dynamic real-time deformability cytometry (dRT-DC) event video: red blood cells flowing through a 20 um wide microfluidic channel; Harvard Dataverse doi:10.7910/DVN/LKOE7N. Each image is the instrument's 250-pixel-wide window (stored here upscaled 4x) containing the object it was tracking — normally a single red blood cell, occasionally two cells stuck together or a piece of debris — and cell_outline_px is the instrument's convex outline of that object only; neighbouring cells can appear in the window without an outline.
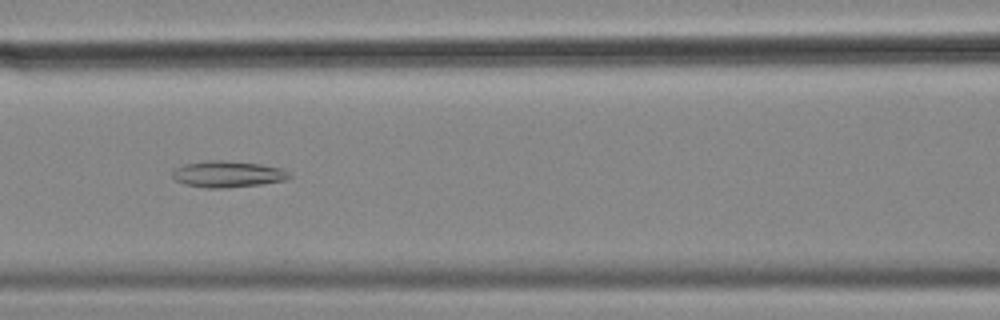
{"species": "common noctule bat (a hibernating species)", "species_latin": "Nyctalus noctula", "temperature_condition": "cold", "stored_images_in_passage": 39, "camera_frame_rate_fps": 3000, "um_per_image_px": 0.085, "animal": {"sex": "female", "body_mass_g": 18.4}, "frame": {"image": 1, "passage_image": 7, "time_ms": 2.0, "image_size_px": [1000, 320], "cell_outline_px": [[292, 176], [284, 180], [260, 184], [224, 188], [204, 188], [184, 184], [176, 180], [172, 176], [172, 172], [176, 168], [184, 164], [208, 160], [220, 160], [260, 164], [280, 168], [288, 172]], "centroid_in_image_um": [19.32, 14.8], "position_along_channel_um": 147.3, "area_um2": 17.8}}
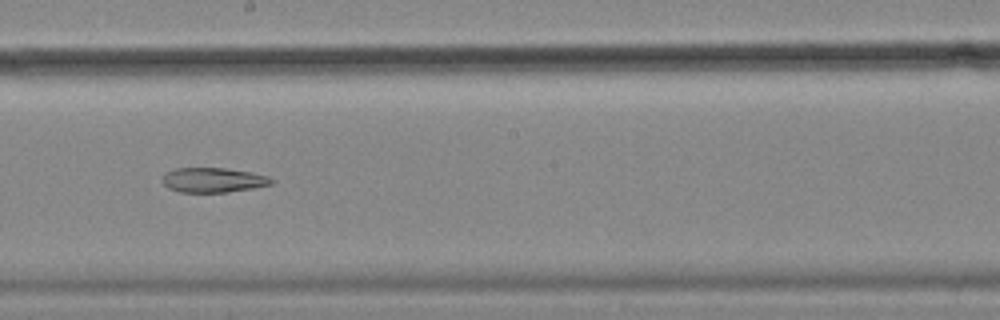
{"frame": {"image": 2, "passage_image": 14, "time_ms": 4.333, "image_size_px": [1000, 320], "cell_outline_px": [[276, 180], [272, 184], [252, 188], [228, 192], [180, 192], [168, 188], [160, 180], [164, 172], [176, 168], [224, 168], [252, 172], [268, 176]], "centroid_in_image_um": [18.1, 15.3], "position_along_channel_um": 230.1, "area_um2": 15.9}}
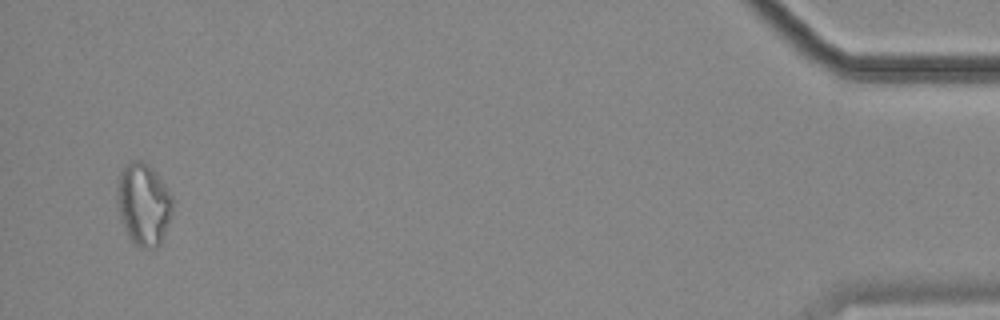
{"frame": {"image": 3, "passage_image": 37, "time_ms": 12.0, "image_size_px": [1000, 320], "cell_outline_px": [[172, 212], [160, 244], [156, 248], [140, 248], [128, 236], [120, 220], [116, 200], [116, 192], [120, 172], [132, 160], [140, 160], [164, 184], [172, 196]], "centroid_in_image_um": [12.17, 17.41], "position_along_channel_um": 423.0, "area_um2": 26.07}}